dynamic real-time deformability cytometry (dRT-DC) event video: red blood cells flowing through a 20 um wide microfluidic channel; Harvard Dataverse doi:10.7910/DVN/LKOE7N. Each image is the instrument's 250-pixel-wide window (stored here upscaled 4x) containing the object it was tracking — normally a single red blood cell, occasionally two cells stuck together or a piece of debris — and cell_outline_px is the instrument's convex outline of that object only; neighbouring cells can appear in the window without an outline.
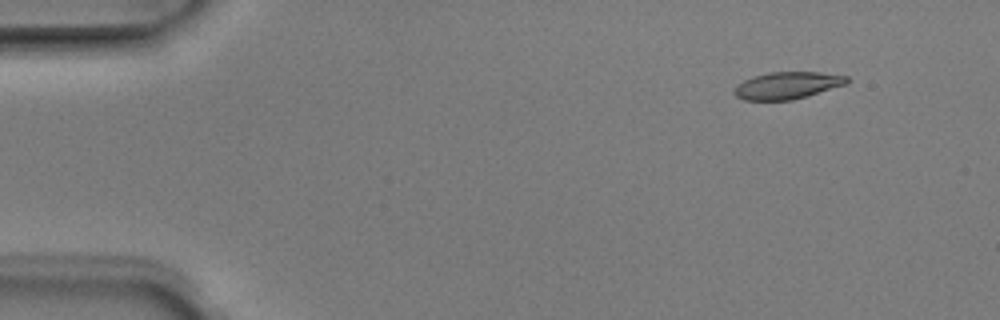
{"species": "Egyptian fruit bat (a non-hibernating species)", "species_latin": "Rousettus aegyptiacus", "temperature_condition": "room temperature", "stored_images_in_passage": 8, "camera_frame_rate_fps": 3000, "um_per_image_px": 0.085, "animal": {"sex": "male"}, "frame": {"image": 1, "passage_image": 2, "time_ms": 0.333, "image_size_px": [1000, 320], "cell_outline_px": [[848, 80], [844, 84], [808, 96], [792, 100], [744, 100], [736, 96], [732, 92], [744, 80], [752, 76], [768, 72], [820, 72], [848, 76]], "centroid_in_image_um": [66.9, 7.26], "position_along_channel_um": 18.1, "area_um2": 17.63}}
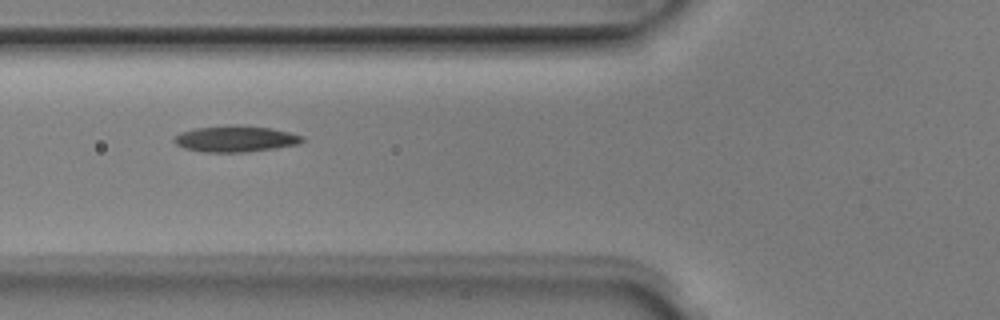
{"frame": {"image": 2, "passage_image": 6, "time_ms": 1.667, "image_size_px": [1000, 320], "cell_outline_px": [[304, 140], [300, 144], [276, 148], [248, 152], [200, 152], [184, 148], [176, 144], [172, 140], [180, 132], [196, 128], [272, 128], [304, 136]], "centroid_in_image_um": [20.03, 11.86], "position_along_channel_um": 105.8, "area_um2": 18.67}}
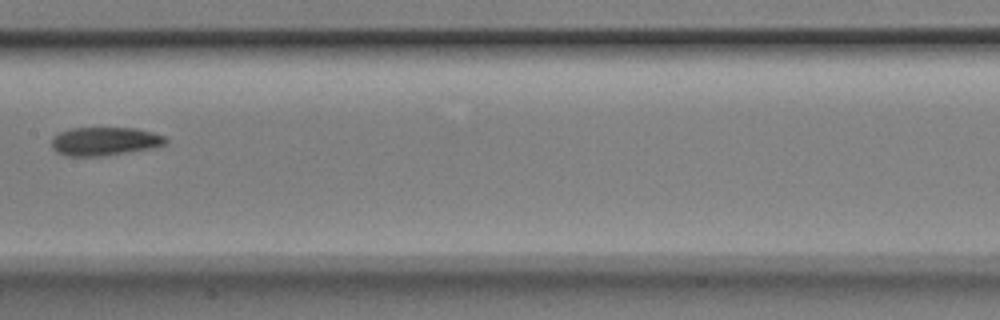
{"frame": {"image": 3, "passage_image": 8, "time_ms": 2.333, "image_size_px": [1000, 320], "cell_outline_px": [[168, 144], [152, 148], [104, 156], [68, 156], [56, 152], [52, 148], [52, 136], [68, 128], [136, 128], [152, 132], [164, 136], [168, 140]], "centroid_in_image_um": [8.9, 12.01], "position_along_channel_um": 198.5, "area_um2": 19.07}}